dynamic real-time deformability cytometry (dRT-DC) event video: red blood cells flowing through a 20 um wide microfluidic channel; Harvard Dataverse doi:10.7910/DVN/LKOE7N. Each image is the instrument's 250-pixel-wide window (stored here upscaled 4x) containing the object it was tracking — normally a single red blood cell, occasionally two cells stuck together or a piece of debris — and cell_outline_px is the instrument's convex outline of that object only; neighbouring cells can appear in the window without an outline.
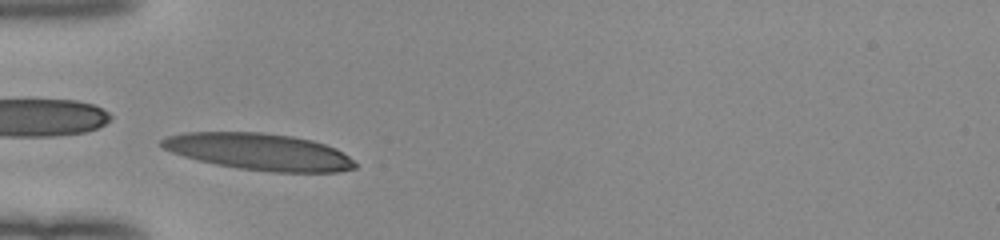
{"species": "human", "species_latin": "Homo sapiens", "temperature_condition": "room temperature", "stored_images_in_passage": 37, "camera_frame_rate_fps": 3000, "um_per_image_px": 0.085, "donor": {"sex": "female"}, "frame": {"image": 1, "passage_image": 5, "time_ms": 1.333, "image_size_px": [1000, 240], "cell_outline_px": [[356, 168], [336, 172], [272, 172], [240, 168], [216, 164], [184, 156], [172, 152], [164, 148], [160, 144], [160, 140], [168, 136], [184, 132], [260, 132], [292, 136], [312, 140], [336, 148], [348, 156], [356, 164]], "centroid_in_image_um": [22.04, 12.89], "position_along_channel_um": 63.0, "area_um2": 41.15}}
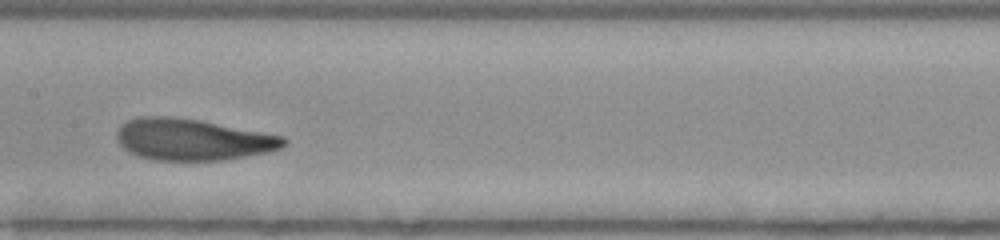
{"frame": {"image": 2, "passage_image": 15, "time_ms": 4.667, "image_size_px": [1000, 240], "cell_outline_px": [[288, 144], [280, 148], [268, 152], [224, 160], [152, 160], [136, 156], [128, 152], [116, 140], [116, 132], [120, 124], [128, 120], [140, 116], [172, 116], [200, 120], [284, 136], [288, 140]], "centroid_in_image_um": [16.34, 11.86], "position_along_channel_um": 191.1, "area_um2": 40.75}}
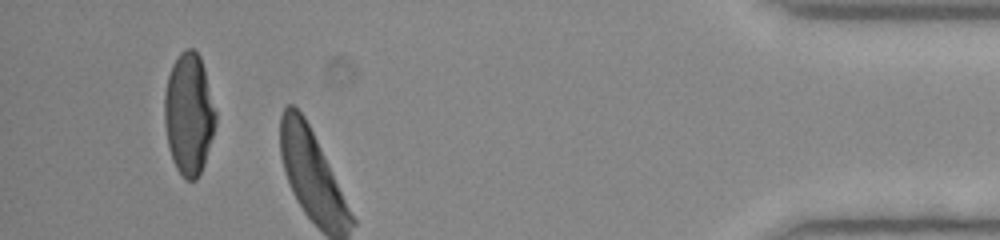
{"frame": {"image": 3, "passage_image": 35, "time_ms": 11.333, "image_size_px": [1000, 240], "cell_outline_px": [[216, 124], [204, 164], [196, 180], [188, 180], [176, 168], [172, 160], [168, 148], [164, 124], [164, 92], [168, 76], [172, 64], [180, 52], [188, 48], [192, 48], [200, 56], [204, 68], [216, 112]], "centroid_in_image_um": [16.04, 9.68], "position_along_channel_um": 419.2, "area_um2": 36.36}, "authors_computed_cell_mechanics": {"area_um2": 39.882, "velocity_mm_per_s": 3.9595, "shape_relaxation_time_tau1_ms": 2.0665, "shape_relaxation_time_tau2_ms": 1.7778, "deformation_change_tau1": 0.1601, "deformation_change_tau2": 0.0929}}